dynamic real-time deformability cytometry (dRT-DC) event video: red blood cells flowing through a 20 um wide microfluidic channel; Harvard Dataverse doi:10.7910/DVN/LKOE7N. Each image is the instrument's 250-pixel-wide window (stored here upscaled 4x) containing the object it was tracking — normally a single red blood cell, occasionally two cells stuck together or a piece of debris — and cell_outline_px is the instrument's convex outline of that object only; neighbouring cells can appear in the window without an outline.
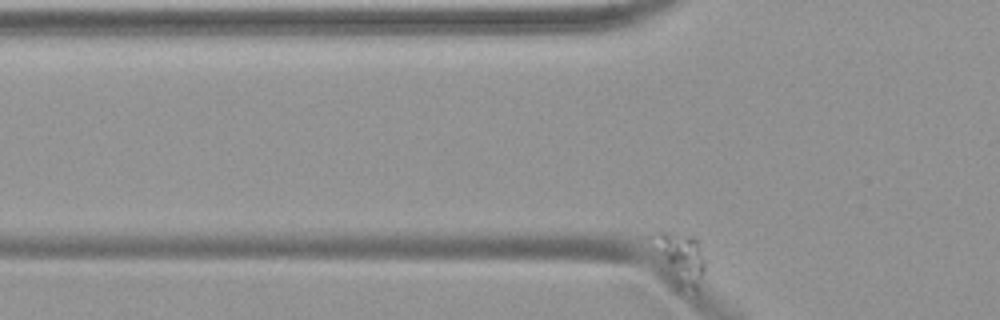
{"species": "common noctule bat (a hibernating species)", "species_latin": "Nyctalus noctula", "temperature_condition": "warm", "stored_images_in_passage": 37, "camera_frame_rate_fps": 3000, "um_per_image_px": 0.085, "animal": {"sex": "female", "body_mass_g": 19.9}, "frame": {"image": 1, "passage_image": 3, "time_ms": 0.667, "image_size_px": [1000, 320], "cell_outline_px": [[704, 272], [696, 292], [692, 288], [660, 252], [648, 236], [656, 232], [668, 232], [692, 236], [696, 240], [704, 256]], "centroid_in_image_um": [57.95, 21.7], "position_along_channel_um": 67.9, "area_um2": 12.83}}
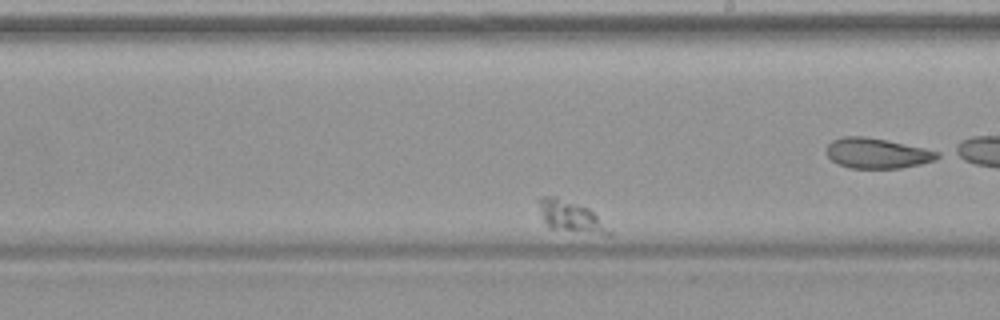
{"frame": {"image": 2, "passage_image": 26, "time_ms": 8.333, "image_size_px": [1000, 320], "cell_outline_px": [[612, 232], [588, 232], [548, 228], [544, 220], [536, 200], [540, 196], [556, 196], [588, 208]], "centroid_in_image_um": [48.36, 18.33], "position_along_channel_um": 240.6, "area_um2": 12.08}}